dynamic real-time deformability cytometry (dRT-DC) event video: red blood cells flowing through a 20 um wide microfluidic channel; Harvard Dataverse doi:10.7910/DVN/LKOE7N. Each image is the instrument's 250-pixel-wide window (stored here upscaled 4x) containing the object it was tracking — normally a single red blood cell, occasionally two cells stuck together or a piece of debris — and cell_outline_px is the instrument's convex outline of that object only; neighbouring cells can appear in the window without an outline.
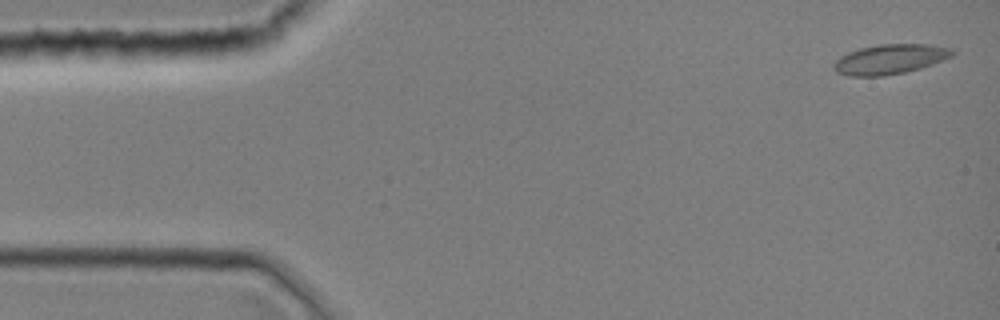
{"species": "common noctule bat (a hibernating species)", "species_latin": "Nyctalus noctula", "temperature_condition": "room temperature", "stored_images_in_passage": 2, "camera_frame_rate_fps": 3000, "um_per_image_px": 0.085, "animal": {"sex": "female", "body_mass_g": 19.0, "forearm_length_mm": 51.5}, "frame": {"image": 1, "passage_image": 1, "time_ms": 0.0, "image_size_px": [1000, 320], "cell_outline_px": [[956, 52], [952, 56], [932, 64], [920, 68], [904, 72], [884, 76], [848, 76], [836, 72], [832, 68], [832, 64], [840, 56], [848, 52], [860, 48], [880, 44], [928, 44], [952, 48]], "centroid_in_image_um": [75.62, 5.03], "position_along_channel_um": 9.4, "area_um2": 20.69}}